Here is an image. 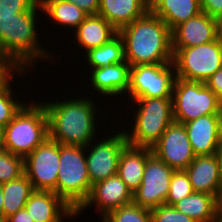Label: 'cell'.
Wrapping results in <instances>:
<instances>
[{
  "mask_svg": "<svg viewBox=\"0 0 222 222\" xmlns=\"http://www.w3.org/2000/svg\"><path fill=\"white\" fill-rule=\"evenodd\" d=\"M73 34V43H77L76 48H81L82 52L86 53L109 42L118 31L102 16L88 15Z\"/></svg>",
  "mask_w": 222,
  "mask_h": 222,
  "instance_id": "20",
  "label": "cell"
},
{
  "mask_svg": "<svg viewBox=\"0 0 222 222\" xmlns=\"http://www.w3.org/2000/svg\"><path fill=\"white\" fill-rule=\"evenodd\" d=\"M83 10L87 15H98L100 0H65Z\"/></svg>",
  "mask_w": 222,
  "mask_h": 222,
  "instance_id": "35",
  "label": "cell"
},
{
  "mask_svg": "<svg viewBox=\"0 0 222 222\" xmlns=\"http://www.w3.org/2000/svg\"><path fill=\"white\" fill-rule=\"evenodd\" d=\"M216 210L218 219L222 220V183L220 184L219 192L216 197Z\"/></svg>",
  "mask_w": 222,
  "mask_h": 222,
  "instance_id": "40",
  "label": "cell"
},
{
  "mask_svg": "<svg viewBox=\"0 0 222 222\" xmlns=\"http://www.w3.org/2000/svg\"><path fill=\"white\" fill-rule=\"evenodd\" d=\"M39 0H0V16L29 11Z\"/></svg>",
  "mask_w": 222,
  "mask_h": 222,
  "instance_id": "33",
  "label": "cell"
},
{
  "mask_svg": "<svg viewBox=\"0 0 222 222\" xmlns=\"http://www.w3.org/2000/svg\"><path fill=\"white\" fill-rule=\"evenodd\" d=\"M149 11L160 17L171 30L202 12L200 0H149Z\"/></svg>",
  "mask_w": 222,
  "mask_h": 222,
  "instance_id": "23",
  "label": "cell"
},
{
  "mask_svg": "<svg viewBox=\"0 0 222 222\" xmlns=\"http://www.w3.org/2000/svg\"><path fill=\"white\" fill-rule=\"evenodd\" d=\"M82 56H85L83 59L84 62L87 63V66L89 65V69H96L125 62L123 39L117 34L109 42L100 47L90 49Z\"/></svg>",
  "mask_w": 222,
  "mask_h": 222,
  "instance_id": "27",
  "label": "cell"
},
{
  "mask_svg": "<svg viewBox=\"0 0 222 222\" xmlns=\"http://www.w3.org/2000/svg\"><path fill=\"white\" fill-rule=\"evenodd\" d=\"M133 203V194L121 178L115 174L105 180L92 185L88 199L76 211V217L91 206L95 207L99 216L103 218L107 213ZM90 207V208H88Z\"/></svg>",
  "mask_w": 222,
  "mask_h": 222,
  "instance_id": "14",
  "label": "cell"
},
{
  "mask_svg": "<svg viewBox=\"0 0 222 222\" xmlns=\"http://www.w3.org/2000/svg\"><path fill=\"white\" fill-rule=\"evenodd\" d=\"M40 15H43V10L38 1L29 11L0 16V54L17 70L33 69L35 65L37 66L36 62L43 60L44 62L53 60V64L55 60L58 61L55 57L58 55L53 54L54 52L46 49V46L43 47L44 45L39 43L40 40L38 41L37 23L42 20L38 17Z\"/></svg>",
  "mask_w": 222,
  "mask_h": 222,
  "instance_id": "2",
  "label": "cell"
},
{
  "mask_svg": "<svg viewBox=\"0 0 222 222\" xmlns=\"http://www.w3.org/2000/svg\"><path fill=\"white\" fill-rule=\"evenodd\" d=\"M130 102L135 106V109L130 107L134 110H131V126L126 124L122 128L127 142L136 147L152 148L174 121L172 98H137Z\"/></svg>",
  "mask_w": 222,
  "mask_h": 222,
  "instance_id": "4",
  "label": "cell"
},
{
  "mask_svg": "<svg viewBox=\"0 0 222 222\" xmlns=\"http://www.w3.org/2000/svg\"><path fill=\"white\" fill-rule=\"evenodd\" d=\"M17 69L0 54V86L5 83Z\"/></svg>",
  "mask_w": 222,
  "mask_h": 222,
  "instance_id": "36",
  "label": "cell"
},
{
  "mask_svg": "<svg viewBox=\"0 0 222 222\" xmlns=\"http://www.w3.org/2000/svg\"><path fill=\"white\" fill-rule=\"evenodd\" d=\"M42 6L44 17L52 24H56L60 28H64L63 31L72 29V32L84 21L88 16L83 10H81L75 4L65 0H39ZM68 27V28H67Z\"/></svg>",
  "mask_w": 222,
  "mask_h": 222,
  "instance_id": "24",
  "label": "cell"
},
{
  "mask_svg": "<svg viewBox=\"0 0 222 222\" xmlns=\"http://www.w3.org/2000/svg\"><path fill=\"white\" fill-rule=\"evenodd\" d=\"M200 9L215 18L222 13V0H200Z\"/></svg>",
  "mask_w": 222,
  "mask_h": 222,
  "instance_id": "34",
  "label": "cell"
},
{
  "mask_svg": "<svg viewBox=\"0 0 222 222\" xmlns=\"http://www.w3.org/2000/svg\"><path fill=\"white\" fill-rule=\"evenodd\" d=\"M152 222H196L173 206L160 205L150 210Z\"/></svg>",
  "mask_w": 222,
  "mask_h": 222,
  "instance_id": "32",
  "label": "cell"
},
{
  "mask_svg": "<svg viewBox=\"0 0 222 222\" xmlns=\"http://www.w3.org/2000/svg\"><path fill=\"white\" fill-rule=\"evenodd\" d=\"M172 101L174 121L181 124L204 115L218 114V97L204 82L176 77Z\"/></svg>",
  "mask_w": 222,
  "mask_h": 222,
  "instance_id": "7",
  "label": "cell"
},
{
  "mask_svg": "<svg viewBox=\"0 0 222 222\" xmlns=\"http://www.w3.org/2000/svg\"><path fill=\"white\" fill-rule=\"evenodd\" d=\"M115 132L112 127L108 135L99 136V141L96 138L85 147L91 185L117 174L120 154L128 142L123 129Z\"/></svg>",
  "mask_w": 222,
  "mask_h": 222,
  "instance_id": "10",
  "label": "cell"
},
{
  "mask_svg": "<svg viewBox=\"0 0 222 222\" xmlns=\"http://www.w3.org/2000/svg\"><path fill=\"white\" fill-rule=\"evenodd\" d=\"M3 203H4V198L2 192V184L0 183V215L2 216H3Z\"/></svg>",
  "mask_w": 222,
  "mask_h": 222,
  "instance_id": "43",
  "label": "cell"
},
{
  "mask_svg": "<svg viewBox=\"0 0 222 222\" xmlns=\"http://www.w3.org/2000/svg\"><path fill=\"white\" fill-rule=\"evenodd\" d=\"M31 101L3 128L4 149L23 158L49 137L46 109L41 100Z\"/></svg>",
  "mask_w": 222,
  "mask_h": 222,
  "instance_id": "5",
  "label": "cell"
},
{
  "mask_svg": "<svg viewBox=\"0 0 222 222\" xmlns=\"http://www.w3.org/2000/svg\"><path fill=\"white\" fill-rule=\"evenodd\" d=\"M60 144L49 137L24 158V174L34 190L52 191L57 195Z\"/></svg>",
  "mask_w": 222,
  "mask_h": 222,
  "instance_id": "11",
  "label": "cell"
},
{
  "mask_svg": "<svg viewBox=\"0 0 222 222\" xmlns=\"http://www.w3.org/2000/svg\"><path fill=\"white\" fill-rule=\"evenodd\" d=\"M0 222H7V218L4 216L0 215Z\"/></svg>",
  "mask_w": 222,
  "mask_h": 222,
  "instance_id": "46",
  "label": "cell"
},
{
  "mask_svg": "<svg viewBox=\"0 0 222 222\" xmlns=\"http://www.w3.org/2000/svg\"><path fill=\"white\" fill-rule=\"evenodd\" d=\"M24 174V158L5 149L0 151V183L15 180Z\"/></svg>",
  "mask_w": 222,
  "mask_h": 222,
  "instance_id": "30",
  "label": "cell"
},
{
  "mask_svg": "<svg viewBox=\"0 0 222 222\" xmlns=\"http://www.w3.org/2000/svg\"><path fill=\"white\" fill-rule=\"evenodd\" d=\"M152 153L151 148L127 144L120 154L117 175L132 194L142 182L146 161Z\"/></svg>",
  "mask_w": 222,
  "mask_h": 222,
  "instance_id": "22",
  "label": "cell"
},
{
  "mask_svg": "<svg viewBox=\"0 0 222 222\" xmlns=\"http://www.w3.org/2000/svg\"><path fill=\"white\" fill-rule=\"evenodd\" d=\"M218 113H222V95L218 98Z\"/></svg>",
  "mask_w": 222,
  "mask_h": 222,
  "instance_id": "45",
  "label": "cell"
},
{
  "mask_svg": "<svg viewBox=\"0 0 222 222\" xmlns=\"http://www.w3.org/2000/svg\"><path fill=\"white\" fill-rule=\"evenodd\" d=\"M216 40L222 44V13L214 18Z\"/></svg>",
  "mask_w": 222,
  "mask_h": 222,
  "instance_id": "39",
  "label": "cell"
},
{
  "mask_svg": "<svg viewBox=\"0 0 222 222\" xmlns=\"http://www.w3.org/2000/svg\"><path fill=\"white\" fill-rule=\"evenodd\" d=\"M184 171L188 175L194 192L217 197L222 178L216 154L195 156Z\"/></svg>",
  "mask_w": 222,
  "mask_h": 222,
  "instance_id": "19",
  "label": "cell"
},
{
  "mask_svg": "<svg viewBox=\"0 0 222 222\" xmlns=\"http://www.w3.org/2000/svg\"><path fill=\"white\" fill-rule=\"evenodd\" d=\"M176 77L196 82H206L222 67V44L212 42L180 48L173 54L172 61Z\"/></svg>",
  "mask_w": 222,
  "mask_h": 222,
  "instance_id": "8",
  "label": "cell"
},
{
  "mask_svg": "<svg viewBox=\"0 0 222 222\" xmlns=\"http://www.w3.org/2000/svg\"><path fill=\"white\" fill-rule=\"evenodd\" d=\"M175 79L172 62L132 66L126 94L129 96L125 98H128V103L137 98H172Z\"/></svg>",
  "mask_w": 222,
  "mask_h": 222,
  "instance_id": "9",
  "label": "cell"
},
{
  "mask_svg": "<svg viewBox=\"0 0 222 222\" xmlns=\"http://www.w3.org/2000/svg\"><path fill=\"white\" fill-rule=\"evenodd\" d=\"M148 11L149 0H100L98 15L119 31Z\"/></svg>",
  "mask_w": 222,
  "mask_h": 222,
  "instance_id": "21",
  "label": "cell"
},
{
  "mask_svg": "<svg viewBox=\"0 0 222 222\" xmlns=\"http://www.w3.org/2000/svg\"><path fill=\"white\" fill-rule=\"evenodd\" d=\"M192 193H194V190L186 172L184 170L174 171L170 180L165 205L172 206Z\"/></svg>",
  "mask_w": 222,
  "mask_h": 222,
  "instance_id": "31",
  "label": "cell"
},
{
  "mask_svg": "<svg viewBox=\"0 0 222 222\" xmlns=\"http://www.w3.org/2000/svg\"><path fill=\"white\" fill-rule=\"evenodd\" d=\"M7 222H34L27 210L21 209L7 218Z\"/></svg>",
  "mask_w": 222,
  "mask_h": 222,
  "instance_id": "38",
  "label": "cell"
},
{
  "mask_svg": "<svg viewBox=\"0 0 222 222\" xmlns=\"http://www.w3.org/2000/svg\"><path fill=\"white\" fill-rule=\"evenodd\" d=\"M24 208L34 222H64V219L76 218V211L52 191L34 190Z\"/></svg>",
  "mask_w": 222,
  "mask_h": 222,
  "instance_id": "15",
  "label": "cell"
},
{
  "mask_svg": "<svg viewBox=\"0 0 222 222\" xmlns=\"http://www.w3.org/2000/svg\"><path fill=\"white\" fill-rule=\"evenodd\" d=\"M173 54L180 48H189L216 40L214 18L200 12L171 30Z\"/></svg>",
  "mask_w": 222,
  "mask_h": 222,
  "instance_id": "16",
  "label": "cell"
},
{
  "mask_svg": "<svg viewBox=\"0 0 222 222\" xmlns=\"http://www.w3.org/2000/svg\"><path fill=\"white\" fill-rule=\"evenodd\" d=\"M59 160L57 195L77 211L88 199L92 189L85 147L60 144Z\"/></svg>",
  "mask_w": 222,
  "mask_h": 222,
  "instance_id": "6",
  "label": "cell"
},
{
  "mask_svg": "<svg viewBox=\"0 0 222 222\" xmlns=\"http://www.w3.org/2000/svg\"><path fill=\"white\" fill-rule=\"evenodd\" d=\"M4 149L3 128L0 127V151Z\"/></svg>",
  "mask_w": 222,
  "mask_h": 222,
  "instance_id": "44",
  "label": "cell"
},
{
  "mask_svg": "<svg viewBox=\"0 0 222 222\" xmlns=\"http://www.w3.org/2000/svg\"><path fill=\"white\" fill-rule=\"evenodd\" d=\"M33 191L32 183L25 174L15 180L2 183L3 216L8 218L19 210L24 209Z\"/></svg>",
  "mask_w": 222,
  "mask_h": 222,
  "instance_id": "26",
  "label": "cell"
},
{
  "mask_svg": "<svg viewBox=\"0 0 222 222\" xmlns=\"http://www.w3.org/2000/svg\"><path fill=\"white\" fill-rule=\"evenodd\" d=\"M102 222H152L151 212L134 203L121 206L107 213Z\"/></svg>",
  "mask_w": 222,
  "mask_h": 222,
  "instance_id": "29",
  "label": "cell"
},
{
  "mask_svg": "<svg viewBox=\"0 0 222 222\" xmlns=\"http://www.w3.org/2000/svg\"><path fill=\"white\" fill-rule=\"evenodd\" d=\"M27 72L29 73L30 70H17L5 83L0 86V127L2 128H4L13 119L16 113L25 104L22 100L20 101L15 96L16 92L14 93V89H12L14 86H11V83L14 82L13 79L16 80L18 77L22 78Z\"/></svg>",
  "mask_w": 222,
  "mask_h": 222,
  "instance_id": "28",
  "label": "cell"
},
{
  "mask_svg": "<svg viewBox=\"0 0 222 222\" xmlns=\"http://www.w3.org/2000/svg\"><path fill=\"white\" fill-rule=\"evenodd\" d=\"M118 34L130 67L173 61L171 29L150 11L121 28Z\"/></svg>",
  "mask_w": 222,
  "mask_h": 222,
  "instance_id": "3",
  "label": "cell"
},
{
  "mask_svg": "<svg viewBox=\"0 0 222 222\" xmlns=\"http://www.w3.org/2000/svg\"><path fill=\"white\" fill-rule=\"evenodd\" d=\"M151 149L153 154L175 171L185 170L195 158L184 124L175 121Z\"/></svg>",
  "mask_w": 222,
  "mask_h": 222,
  "instance_id": "13",
  "label": "cell"
},
{
  "mask_svg": "<svg viewBox=\"0 0 222 222\" xmlns=\"http://www.w3.org/2000/svg\"><path fill=\"white\" fill-rule=\"evenodd\" d=\"M195 156L212 155L221 143L218 114L201 116L184 123Z\"/></svg>",
  "mask_w": 222,
  "mask_h": 222,
  "instance_id": "18",
  "label": "cell"
},
{
  "mask_svg": "<svg viewBox=\"0 0 222 222\" xmlns=\"http://www.w3.org/2000/svg\"><path fill=\"white\" fill-rule=\"evenodd\" d=\"M174 171L152 153L146 161L142 182L133 193V203L148 210L165 204Z\"/></svg>",
  "mask_w": 222,
  "mask_h": 222,
  "instance_id": "12",
  "label": "cell"
},
{
  "mask_svg": "<svg viewBox=\"0 0 222 222\" xmlns=\"http://www.w3.org/2000/svg\"><path fill=\"white\" fill-rule=\"evenodd\" d=\"M172 206L196 222H214L218 219L216 197L211 194L194 192Z\"/></svg>",
  "mask_w": 222,
  "mask_h": 222,
  "instance_id": "25",
  "label": "cell"
},
{
  "mask_svg": "<svg viewBox=\"0 0 222 222\" xmlns=\"http://www.w3.org/2000/svg\"><path fill=\"white\" fill-rule=\"evenodd\" d=\"M219 136L222 143V113H218Z\"/></svg>",
  "mask_w": 222,
  "mask_h": 222,
  "instance_id": "42",
  "label": "cell"
},
{
  "mask_svg": "<svg viewBox=\"0 0 222 222\" xmlns=\"http://www.w3.org/2000/svg\"><path fill=\"white\" fill-rule=\"evenodd\" d=\"M64 97L66 96H63L64 100L55 97L57 101L54 99H51V102L41 101L48 115L49 138L62 145L86 147L96 139V134L100 130L98 121L103 119L101 121L103 124L104 119L107 120L111 115L95 104L97 103L95 97L87 95L74 98L72 96L69 99ZM98 109L101 111L98 112Z\"/></svg>",
  "mask_w": 222,
  "mask_h": 222,
  "instance_id": "1",
  "label": "cell"
},
{
  "mask_svg": "<svg viewBox=\"0 0 222 222\" xmlns=\"http://www.w3.org/2000/svg\"><path fill=\"white\" fill-rule=\"evenodd\" d=\"M129 70L130 65L127 61L122 63L104 66L96 69H89L90 87L99 96L104 98L119 100V97L124 98L129 87ZM91 72V73H90Z\"/></svg>",
  "mask_w": 222,
  "mask_h": 222,
  "instance_id": "17",
  "label": "cell"
},
{
  "mask_svg": "<svg viewBox=\"0 0 222 222\" xmlns=\"http://www.w3.org/2000/svg\"><path fill=\"white\" fill-rule=\"evenodd\" d=\"M215 154H216L217 159H218L220 175H221V178H222V144L220 145L219 149L216 151Z\"/></svg>",
  "mask_w": 222,
  "mask_h": 222,
  "instance_id": "41",
  "label": "cell"
},
{
  "mask_svg": "<svg viewBox=\"0 0 222 222\" xmlns=\"http://www.w3.org/2000/svg\"><path fill=\"white\" fill-rule=\"evenodd\" d=\"M214 222H222V220L221 219H217L216 221H214Z\"/></svg>",
  "mask_w": 222,
  "mask_h": 222,
  "instance_id": "47",
  "label": "cell"
},
{
  "mask_svg": "<svg viewBox=\"0 0 222 222\" xmlns=\"http://www.w3.org/2000/svg\"><path fill=\"white\" fill-rule=\"evenodd\" d=\"M205 84L217 95L219 98L222 95V67L218 69Z\"/></svg>",
  "mask_w": 222,
  "mask_h": 222,
  "instance_id": "37",
  "label": "cell"
}]
</instances>
